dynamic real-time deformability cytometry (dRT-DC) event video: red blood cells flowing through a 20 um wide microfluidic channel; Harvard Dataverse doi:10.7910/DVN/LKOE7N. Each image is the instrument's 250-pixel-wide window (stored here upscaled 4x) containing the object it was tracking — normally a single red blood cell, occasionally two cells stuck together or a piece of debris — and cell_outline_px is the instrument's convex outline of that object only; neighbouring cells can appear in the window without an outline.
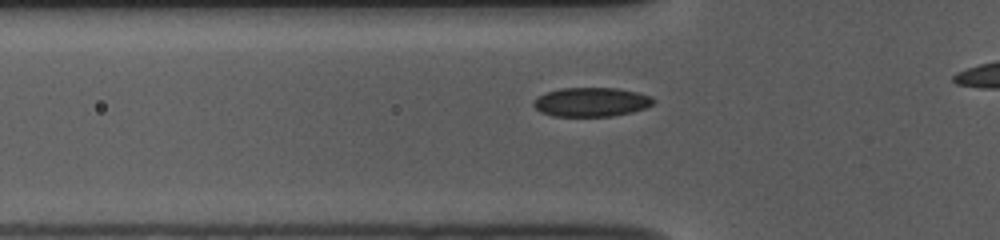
{"species": "common noctule bat (a hibernating species)", "species_latin": "Nyctalus noctula", "temperature_condition": "room temperature", "stored_images_in_passage": 38, "camera_frame_rate_fps": 3000, "um_per_image_px": 0.085, "animal": {"sex": "female", "body_mass_g": 10.0, "forearm_length_mm": 53.1}, "frame": {"image": 1, "passage_image": 12, "time_ms": 3.667, "image_size_px": [1000, 240], "cell_outline_px": [[656, 100], [652, 104], [644, 108], [632, 112], [612, 116], [552, 116], [540, 112], [532, 104], [532, 100], [536, 96], [560, 88], [616, 88], [636, 92], [652, 96]], "centroid_in_image_um": [50.23, 8.67], "position_along_channel_um": 75.6, "area_um2": 20.4}}
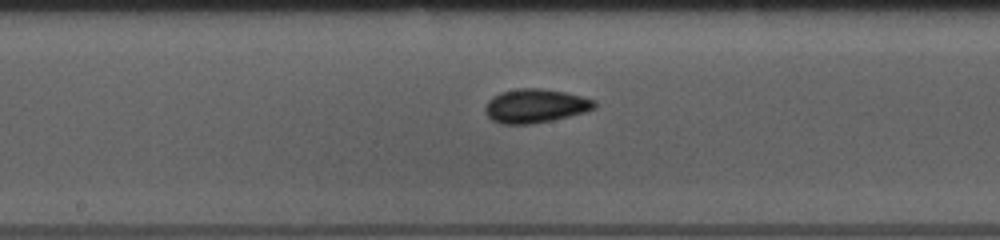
{"frame": {"image": 2, "passage_image": 22, "time_ms": 7.0, "image_size_px": [1000, 240], "cell_outline_px": [[596, 108], [584, 112], [552, 120], [532, 124], [500, 124], [492, 120], [484, 112], [484, 108], [488, 100], [492, 96], [500, 92], [520, 88], [540, 88], [564, 92], [596, 100]], "centroid_in_image_um": [45.47, 9.0], "position_along_channel_um": 202.7, "area_um2": 21.62}}
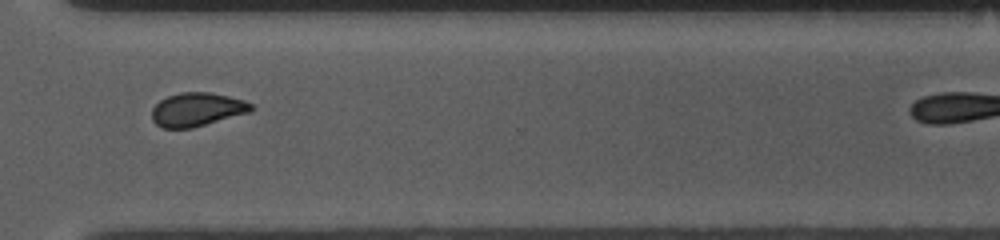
{"frame": {"image": 3, "passage_image": 34, "time_ms": 11.0, "image_size_px": [1000, 240], "cell_outline_px": [[256, 108], [252, 112], [192, 128], [160, 128], [152, 120], [152, 108], [160, 100], [168, 96], [180, 92], [208, 92], [228, 96], [244, 100], [252, 104]], "centroid_in_image_um": [16.77, 9.31], "position_along_channel_um": 353.8, "area_um2": 19.65}}